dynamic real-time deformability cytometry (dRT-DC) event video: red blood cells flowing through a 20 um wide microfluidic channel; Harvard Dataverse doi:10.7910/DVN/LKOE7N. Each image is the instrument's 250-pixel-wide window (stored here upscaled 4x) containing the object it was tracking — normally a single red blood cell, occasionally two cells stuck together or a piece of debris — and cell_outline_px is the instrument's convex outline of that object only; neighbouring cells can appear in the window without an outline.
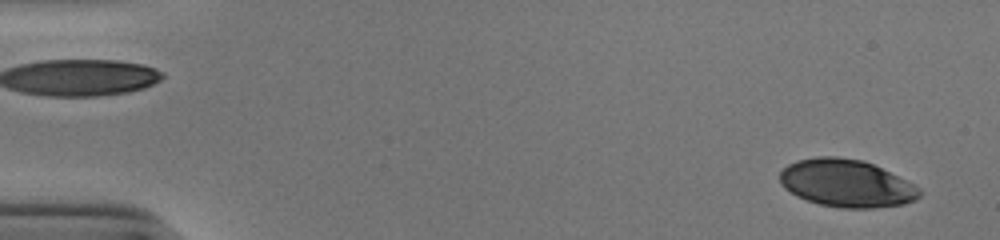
{"species": "human", "species_latin": "Homo sapiens", "temperature_condition": "cold", "stored_images_in_passage": 53, "camera_frame_rate_fps": 3000, "um_per_image_px": 0.085, "donor": {"sex": "male"}, "frame": {"image": 1, "passage_image": 3, "time_ms": 0.667, "image_size_px": [1000, 240], "cell_outline_px": [[920, 196], [916, 200], [904, 204], [872, 208], [840, 208], [820, 204], [796, 196], [784, 188], [780, 184], [780, 172], [788, 164], [796, 160], [816, 156], [836, 156], [864, 160], [920, 188]], "centroid_in_image_um": [71.9, 15.58], "position_along_channel_um": 13.1, "area_um2": 38.61}}
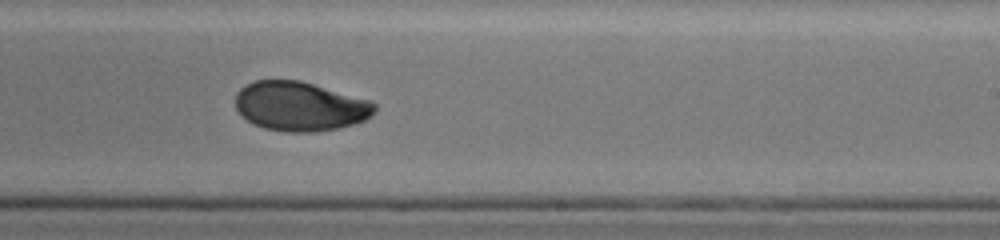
{"frame": {"image": 2, "passage_image": 33, "time_ms": 10.667, "image_size_px": [1000, 240], "cell_outline_px": [[376, 112], [372, 116], [364, 120], [340, 128], [316, 132], [288, 132], [264, 128], [240, 116], [236, 108], [236, 92], [244, 84], [256, 80], [300, 80], [372, 100], [376, 104]], "centroid_in_image_um": [25.52, 9.03], "position_along_channel_um": 263.5, "area_um2": 40.4}}
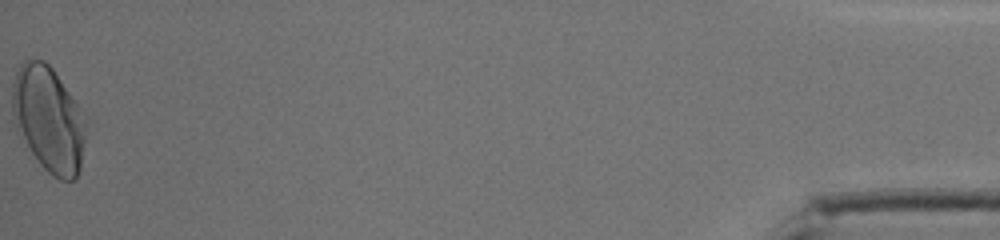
{"frame": {"image": 3, "passage_image": 53, "time_ms": 17.333, "image_size_px": [1000, 240], "cell_outline_px": [[88, 120], [80, 168], [76, 176], [72, 180], [60, 180], [52, 176], [40, 164], [16, 132], [12, 116], [12, 80], [20, 64], [28, 56], [44, 60], [52, 68], [80, 108]], "centroid_in_image_um": [4.1, 10.1], "position_along_channel_um": 431.1, "area_um2": 45.89}, "authors_computed_cell_mechanics": {"area_um2": 40.0554, "velocity_mm_per_s": 3.9066, "shape_relaxation_time_tau1_ms": 4.394, "shape_relaxation_time_tau2_ms": 1.7425, "deformation_change_tau1": 0.1544, "deformation_change_tau2": 0.0468}}